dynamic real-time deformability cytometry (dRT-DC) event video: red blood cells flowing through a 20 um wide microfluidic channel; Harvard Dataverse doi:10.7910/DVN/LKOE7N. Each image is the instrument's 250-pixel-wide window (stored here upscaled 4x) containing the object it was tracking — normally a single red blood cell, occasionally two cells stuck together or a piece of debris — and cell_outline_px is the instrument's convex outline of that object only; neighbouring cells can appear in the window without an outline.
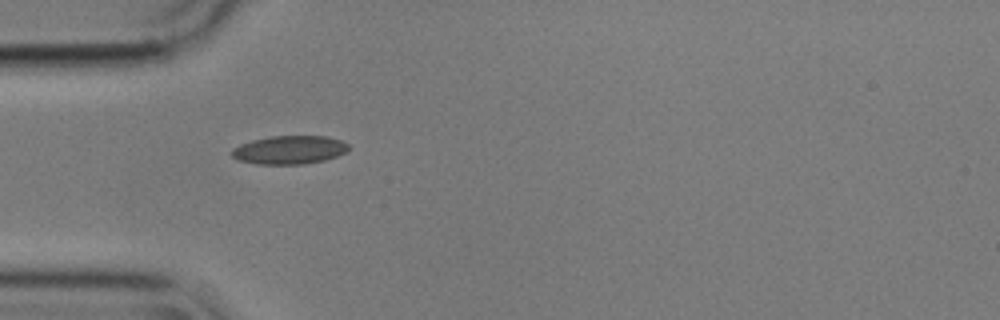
{"species": "common noctule bat (a hibernating species)", "species_latin": "Nyctalus noctula", "temperature_condition": "cold", "stored_images_in_passage": 40, "camera_frame_rate_fps": 3000, "um_per_image_px": 0.085, "animal": {"sex": "male", "body_mass_g": 17.9}, "frame": {"image": 1, "passage_image": 1, "time_ms": 0.0, "image_size_px": [1000, 320], "cell_outline_px": [[348, 152], [324, 160], [304, 164], [256, 164], [236, 160], [232, 156], [232, 148], [240, 144], [252, 140], [272, 136], [324, 136], [340, 140], [348, 144]], "centroid_in_image_um": [24.58, 12.74], "position_along_channel_um": 60.4, "area_um2": 19.36}}
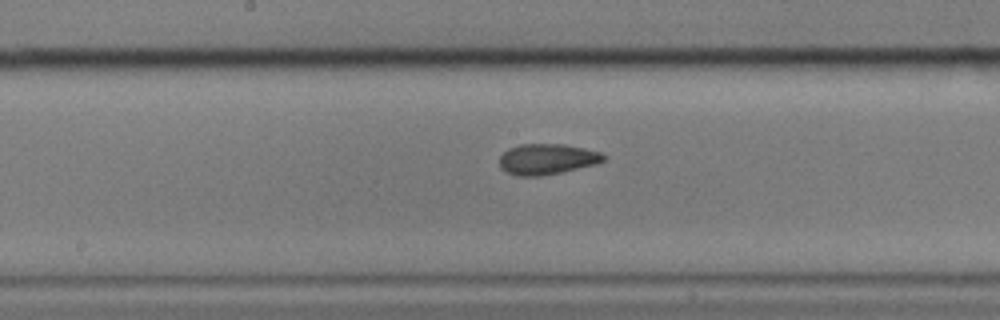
{"frame": {"image": 2, "passage_image": 13, "time_ms": 4.0, "image_size_px": [1000, 320], "cell_outline_px": [[608, 156], [604, 160], [596, 164], [560, 172], [540, 176], [516, 176], [500, 168], [500, 156], [508, 148], [520, 144], [564, 144], [584, 148], [600, 152]], "centroid_in_image_um": [46.5, 13.52], "position_along_channel_um": 201.7, "area_um2": 18.61}}
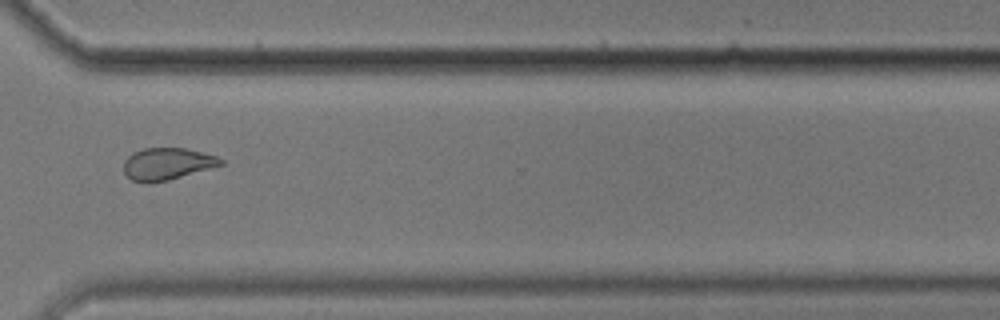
{"frame": {"image": 3, "passage_image": 26, "time_ms": 8.333, "image_size_px": [1000, 320], "cell_outline_px": [[224, 164], [168, 180], [144, 184], [132, 180], [124, 172], [124, 160], [132, 152], [144, 148], [184, 148], [216, 156], [224, 160]], "centroid_in_image_um": [14.17, 13.93], "position_along_channel_um": 356.4, "area_um2": 18.03}, "authors_computed_cell_mechanics": {"area_um2": 18.6694, "velocity_mm_per_s": 3.5706, "shape_relaxation_time_tau1_ms": null, "shape_relaxation_time_tau2_ms": 2.7749, "deformation_change_tau1": null, "deformation_change_tau2": 0.0722}}